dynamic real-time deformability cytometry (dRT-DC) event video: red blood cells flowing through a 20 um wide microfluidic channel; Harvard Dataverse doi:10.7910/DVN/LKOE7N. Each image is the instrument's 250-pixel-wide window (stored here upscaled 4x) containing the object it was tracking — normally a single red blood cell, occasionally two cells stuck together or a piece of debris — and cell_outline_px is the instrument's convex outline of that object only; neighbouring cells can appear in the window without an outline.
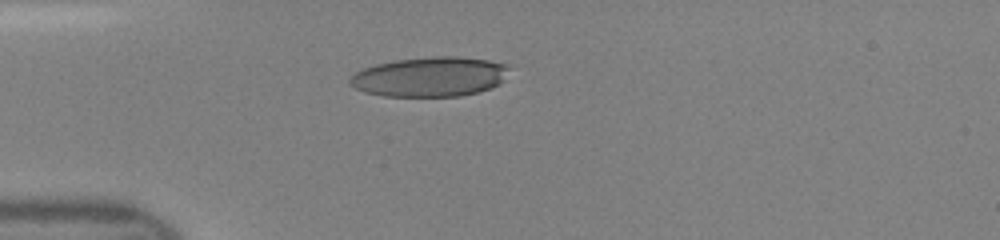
{"species": "human", "species_latin": "Homo sapiens", "temperature_condition": "room temperature", "stored_images_in_passage": 35, "camera_frame_rate_fps": 3000, "um_per_image_px": 0.085, "donor": {"sex": "female"}, "frame": {"image": 1, "passage_image": 1, "time_ms": 0.0, "image_size_px": [1000, 240], "cell_outline_px": [[512, 68], [504, 80], [500, 84], [492, 88], [480, 92], [460, 96], [384, 96], [364, 92], [348, 84], [348, 80], [356, 72], [364, 68], [376, 64], [396, 60], [432, 56], [456, 56], [488, 60], [512, 64]], "centroid_in_image_um": [36.62, 6.52], "position_along_channel_um": 48.4, "area_um2": 37.4}}
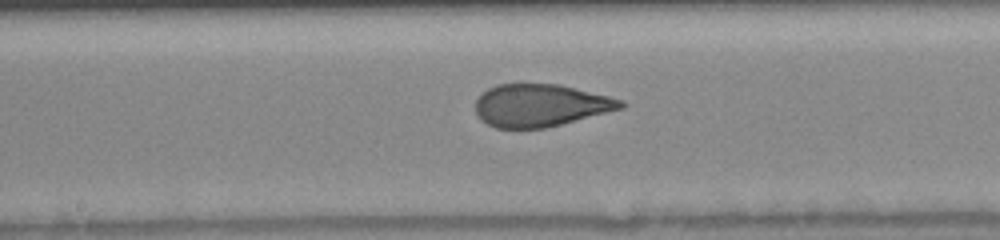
{"frame": {"image": 2, "passage_image": 13, "time_ms": 4.0, "image_size_px": [1000, 240], "cell_outline_px": [[628, 104], [624, 108], [544, 128], [496, 128], [480, 120], [476, 112], [476, 100], [488, 88], [496, 84], [560, 84], [624, 100]], "centroid_in_image_um": [45.95, 8.95], "position_along_channel_um": 202.3, "area_um2": 35.89}}
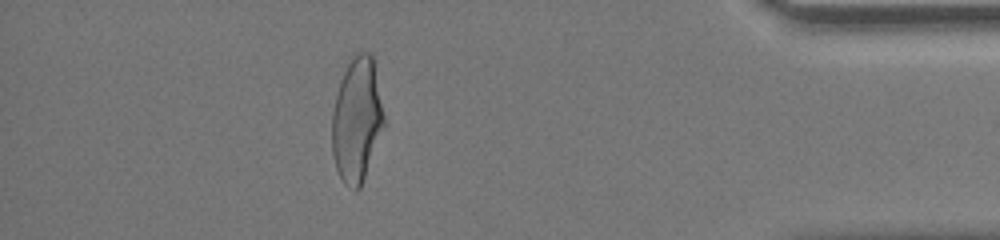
{"frame": {"image": 3, "passage_image": 30, "time_ms": 9.667, "image_size_px": [1000, 240], "cell_outline_px": [[384, 128], [360, 188], [356, 192], [348, 188], [344, 184], [336, 168], [332, 152], [332, 112], [340, 80], [352, 52], [368, 52], [372, 56], [384, 116]], "centroid_in_image_um": [30.31, 10.2], "position_along_channel_um": 404.9, "area_um2": 37.74}}